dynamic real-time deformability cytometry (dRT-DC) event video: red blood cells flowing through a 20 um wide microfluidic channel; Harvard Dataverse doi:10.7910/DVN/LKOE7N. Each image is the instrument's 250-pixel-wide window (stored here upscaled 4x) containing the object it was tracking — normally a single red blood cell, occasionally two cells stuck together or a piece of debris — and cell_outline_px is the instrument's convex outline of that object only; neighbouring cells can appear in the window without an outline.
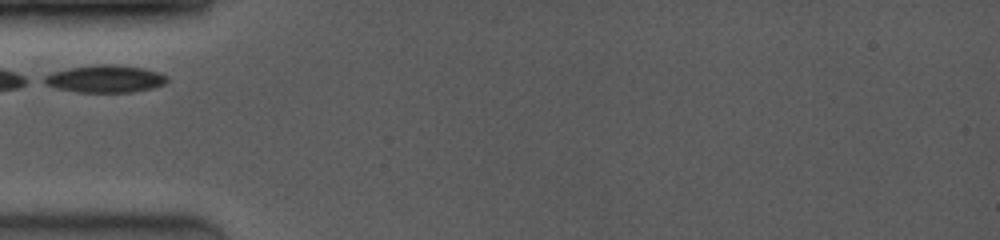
{"species": "common noctule bat (a hibernating species)", "species_latin": "Nyctalus noctula", "temperature_condition": "room temperature", "stored_images_in_passage": 26, "camera_frame_rate_fps": 4000, "um_per_image_px": 0.085, "animal": {"sex": "female", "body_mass_g": 19.0, "forearm_length_mm": 53.3}, "frame": {"image": 1, "passage_image": 1, "time_ms": 0.0, "image_size_px": [1000, 240], "cell_outline_px": [[168, 80], [164, 84], [152, 88], [132, 92], [80, 92], [56, 88], [40, 80], [44, 76], [56, 72], [72, 68], [100, 64], [140, 68], [156, 72], [164, 76]], "centroid_in_image_um": [8.91, 6.72], "position_along_channel_um": 76.1, "area_um2": 18.9}}